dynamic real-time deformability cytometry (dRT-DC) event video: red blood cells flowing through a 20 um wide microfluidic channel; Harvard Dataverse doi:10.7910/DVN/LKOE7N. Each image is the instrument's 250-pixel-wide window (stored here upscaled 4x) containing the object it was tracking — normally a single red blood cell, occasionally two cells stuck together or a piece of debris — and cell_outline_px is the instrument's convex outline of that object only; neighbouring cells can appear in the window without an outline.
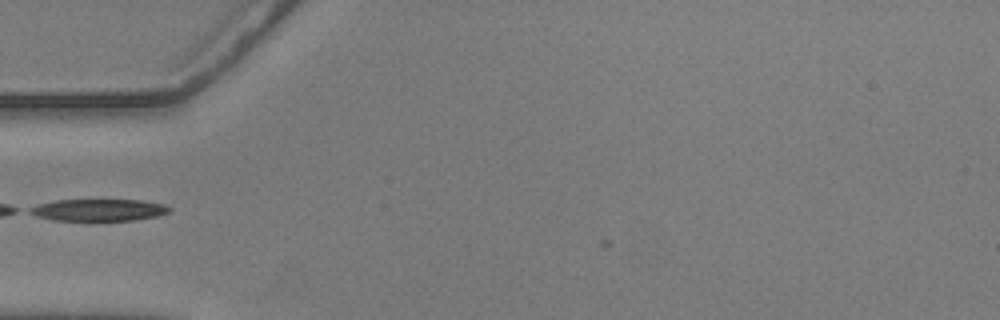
{"species": "common noctule bat (a hibernating species)", "species_latin": "Nyctalus noctula", "temperature_condition": "warm", "stored_images_in_passage": 34, "camera_frame_rate_fps": 3000, "um_per_image_px": 0.085, "animal": {"sex": "male", "body_mass_g": 20.5, "forearm_length_mm": 52.5}, "frame": {"image": 1, "passage_image": 2, "time_ms": 0.333, "image_size_px": [1000, 320], "cell_outline_px": [[172, 208], [168, 212], [156, 216], [132, 220], [52, 220], [36, 216], [28, 212], [28, 208], [36, 204], [56, 200], [140, 200], [164, 204]], "centroid_in_image_um": [8.33, 17.84], "position_along_channel_um": 76.7, "area_um2": 17.74}}
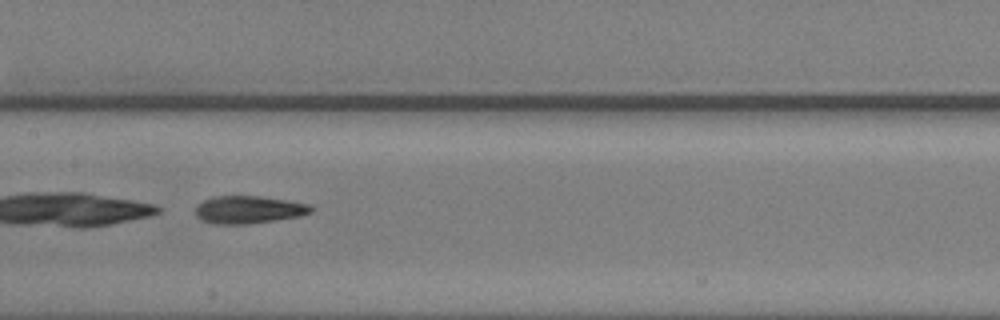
{"frame": {"image": 2, "passage_image": 11, "time_ms": 3.333, "image_size_px": [1000, 320], "cell_outline_px": [[312, 212], [300, 216], [276, 220], [248, 224], [216, 224], [200, 220], [196, 216], [196, 204], [204, 200], [216, 196], [260, 196], [308, 204], [312, 208]], "centroid_in_image_um": [21.09, 17.83], "position_along_channel_um": 186.3, "area_um2": 18.55}}
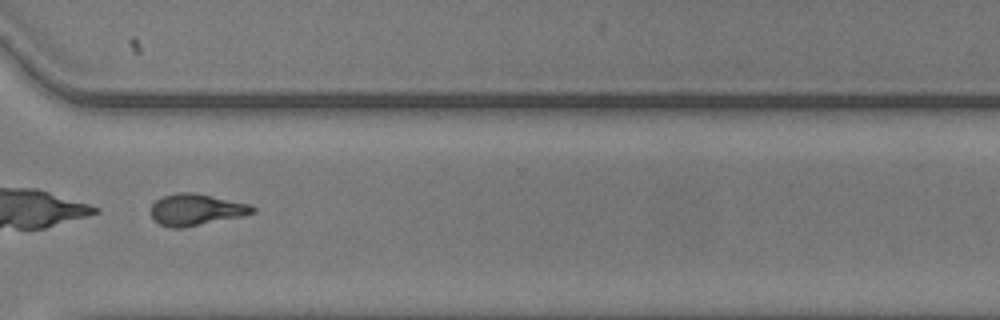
{"frame": {"image": 3, "passage_image": 25, "time_ms": 8.0, "image_size_px": [1000, 320], "cell_outline_px": [[256, 212], [244, 216], [184, 228], [168, 228], [152, 220], [152, 204], [156, 200], [164, 196], [176, 192], [192, 192], [252, 204], [256, 208]], "centroid_in_image_um": [16.7, 17.83], "position_along_channel_um": 353.9, "area_um2": 18.96}, "authors_computed_cell_mechanics": {"area_um2": 18.9295, "velocity_mm_per_s": 3.6049, "shape_relaxation_time_tau1_ms": 3.1721, "shape_relaxation_time_tau2_ms": 2.7109, "deformation_change_tau1": 0.2025, "deformation_change_tau2": 0.1182}}